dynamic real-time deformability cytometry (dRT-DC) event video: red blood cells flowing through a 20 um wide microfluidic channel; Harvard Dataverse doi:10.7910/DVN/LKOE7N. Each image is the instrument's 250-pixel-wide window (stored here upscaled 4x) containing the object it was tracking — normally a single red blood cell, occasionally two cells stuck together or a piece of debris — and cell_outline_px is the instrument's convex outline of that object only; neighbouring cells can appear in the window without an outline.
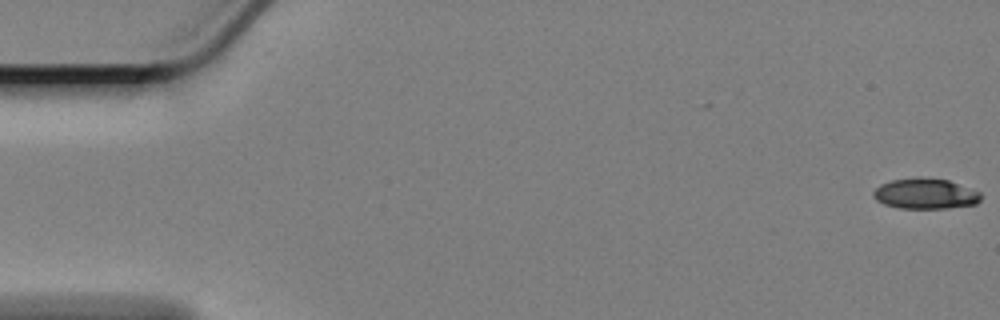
{"species": "Egyptian fruit bat (a non-hibernating species)", "species_latin": "Rousettus aegyptiacus", "temperature_condition": "cold", "stored_images_in_passage": 60, "camera_frame_rate_fps": 3000, "um_per_image_px": 0.085, "animal": {"sex": "female"}, "frame": {"image": 1, "passage_image": 1, "time_ms": 0.0, "image_size_px": [1000, 320], "cell_outline_px": [[980, 200], [976, 204], [948, 208], [896, 208], [884, 204], [876, 200], [872, 196], [872, 192], [880, 184], [892, 180], [920, 176], [948, 180], [980, 192]], "centroid_in_image_um": [78.61, 16.46], "position_along_channel_um": 6.4, "area_um2": 19.25}}
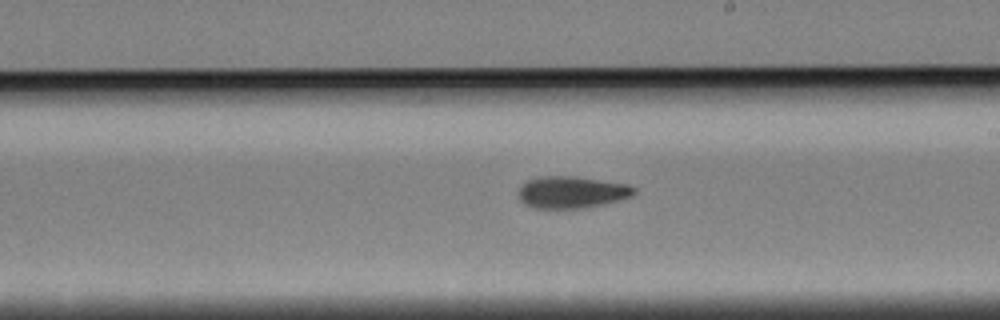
{"frame": {"image": 2, "passage_image": 34, "time_ms": 11.0, "image_size_px": [1000, 320], "cell_outline_px": [[636, 192], [632, 196], [620, 200], [604, 204], [580, 208], [532, 208], [524, 204], [516, 196], [516, 192], [528, 180], [540, 176], [576, 176], [628, 184], [636, 188]], "centroid_in_image_um": [48.58, 16.33], "position_along_channel_um": 240.4, "area_um2": 21.73}}
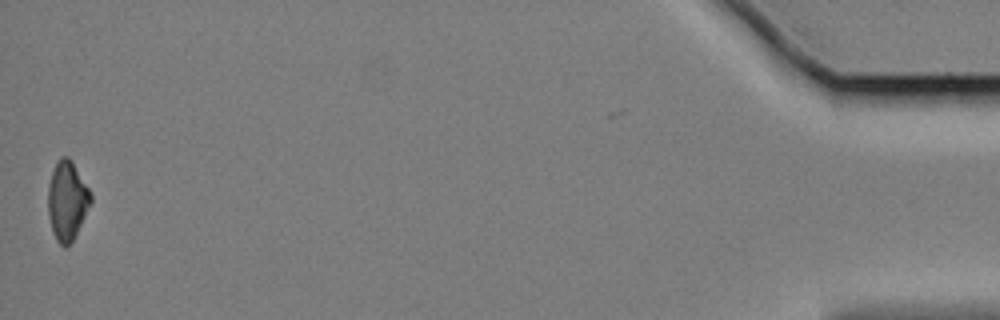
{"frame": {"image": 3, "passage_image": 59, "time_ms": 19.333, "image_size_px": [1000, 320], "cell_outline_px": [[92, 200], [72, 240], [64, 248], [56, 240], [52, 232], [48, 216], [48, 184], [52, 172], [60, 156], [68, 156], [72, 160], [88, 188], [92, 196]], "centroid_in_image_um": [5.68, 17.03], "position_along_channel_um": 429.5, "area_um2": 19.42}, "authors_computed_cell_mechanics": {"area_um2": 20.7502, "velocity_mm_per_s": 3.3855, "shape_relaxation_time_tau1_ms": 9.8445, "shape_relaxation_time_tau2_ms": null, "deformation_change_tau1": 0.1855, "deformation_change_tau2": null}}